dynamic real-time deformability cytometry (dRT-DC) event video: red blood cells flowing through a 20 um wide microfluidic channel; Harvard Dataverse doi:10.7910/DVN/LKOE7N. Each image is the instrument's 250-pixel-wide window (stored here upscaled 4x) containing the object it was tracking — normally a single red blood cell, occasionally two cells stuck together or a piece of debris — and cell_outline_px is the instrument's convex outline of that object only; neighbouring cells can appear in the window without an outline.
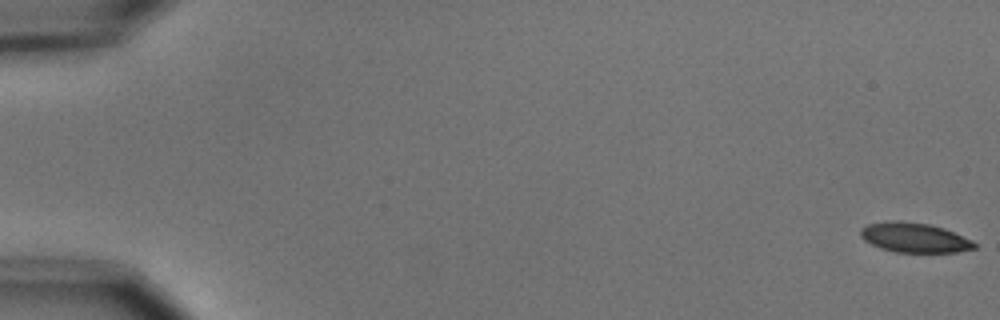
{"species": "common noctule bat (a hibernating species)", "species_latin": "Nyctalus noctula", "temperature_condition": "cold", "stored_images_in_passage": 7, "camera_frame_rate_fps": 3000, "um_per_image_px": 0.085, "animal": {"sex": "male", "body_mass_g": 15.6}, "frame": {"image": 1, "passage_image": 1, "time_ms": 0.0, "image_size_px": [1000, 320], "cell_outline_px": [[976, 248], [956, 252], [896, 252], [880, 248], [864, 240], [860, 236], [860, 228], [868, 224], [896, 220], [900, 220], [932, 224], [944, 228], [972, 240], [976, 244]], "centroid_in_image_um": [77.72, 20.19], "position_along_channel_um": 7.3, "area_um2": 19.77}}
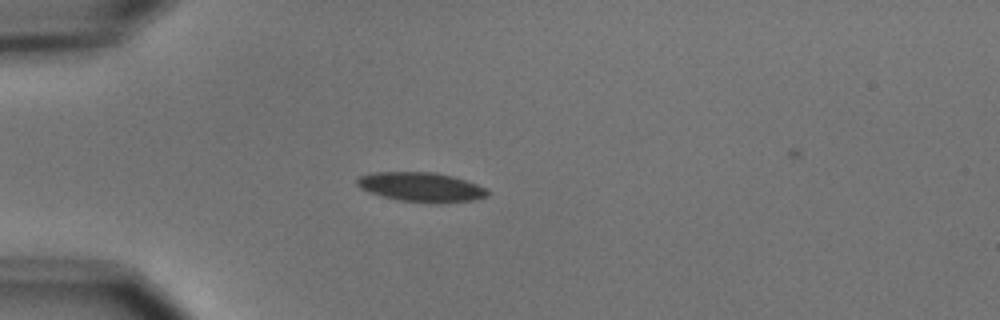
{"frame": {"image": 2, "passage_image": 5, "time_ms": 5.0, "image_size_px": [1000, 320], "cell_outline_px": [[488, 196], [472, 200], [400, 200], [368, 192], [360, 188], [356, 184], [356, 180], [360, 176], [368, 172], [436, 172], [452, 176], [488, 188]], "centroid_in_image_um": [35.73, 15.84], "position_along_channel_um": 49.3, "area_um2": 21.44}}
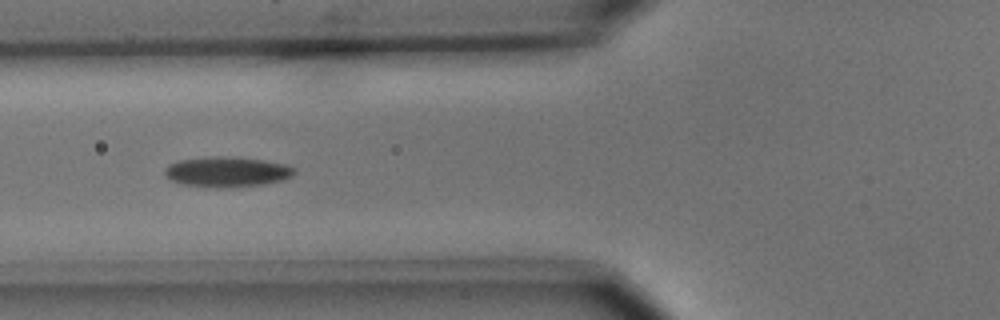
{"frame": {"image": 3, "passage_image": 7, "time_ms": 7.0, "image_size_px": [1000, 320], "cell_outline_px": [[296, 172], [292, 176], [284, 180], [264, 184], [236, 188], [216, 188], [180, 184], [172, 180], [164, 172], [164, 168], [168, 164], [180, 160], [216, 156], [224, 156], [264, 160], [288, 164], [296, 168]], "centroid_in_image_um": [19.34, 14.62], "position_along_channel_um": 106.5, "area_um2": 23.18}}